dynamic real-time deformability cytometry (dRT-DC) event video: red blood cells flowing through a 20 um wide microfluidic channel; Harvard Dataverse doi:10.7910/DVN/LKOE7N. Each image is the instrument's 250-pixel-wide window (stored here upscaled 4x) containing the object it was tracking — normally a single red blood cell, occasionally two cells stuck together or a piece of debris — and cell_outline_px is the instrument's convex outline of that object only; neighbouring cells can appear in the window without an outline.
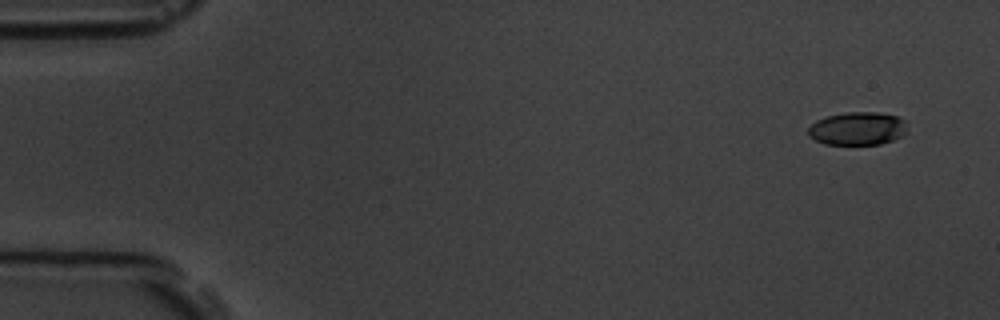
{"species": "common noctule bat (a hibernating species)", "species_latin": "Nyctalus noctula", "temperature_condition": "room temperature", "stored_images_in_passage": 5, "camera_frame_rate_fps": 3000, "um_per_image_px": 0.085, "animal": {"sex": "male", "body_mass_g": 19.5, "forearm_length_mm": 54.6}, "frame": {"image": 1, "passage_image": 1, "time_ms": 0.0, "image_size_px": [1000, 320], "cell_outline_px": [[904, 136], [880, 144], [824, 144], [808, 136], [808, 128], [816, 120], [824, 116], [848, 112], [880, 112], [896, 116], [904, 120]], "centroid_in_image_um": [72.85, 10.92], "position_along_channel_um": 12.1, "area_um2": 19.07}}
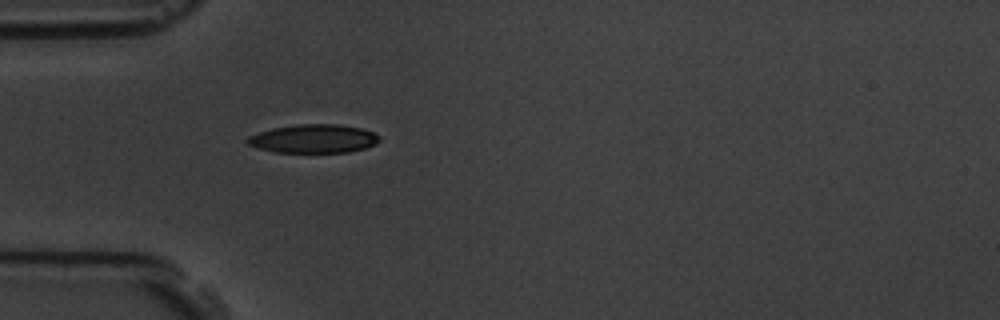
{"frame": {"image": 2, "passage_image": 5, "time_ms": 4.667, "image_size_px": [1000, 320], "cell_outline_px": [[380, 140], [376, 144], [364, 148], [348, 152], [276, 152], [256, 148], [248, 144], [244, 140], [248, 136], [272, 128], [300, 124], [336, 124], [360, 128], [372, 132], [380, 136]], "centroid_in_image_um": [26.63, 11.79], "position_along_channel_um": 58.4, "area_um2": 21.91}}